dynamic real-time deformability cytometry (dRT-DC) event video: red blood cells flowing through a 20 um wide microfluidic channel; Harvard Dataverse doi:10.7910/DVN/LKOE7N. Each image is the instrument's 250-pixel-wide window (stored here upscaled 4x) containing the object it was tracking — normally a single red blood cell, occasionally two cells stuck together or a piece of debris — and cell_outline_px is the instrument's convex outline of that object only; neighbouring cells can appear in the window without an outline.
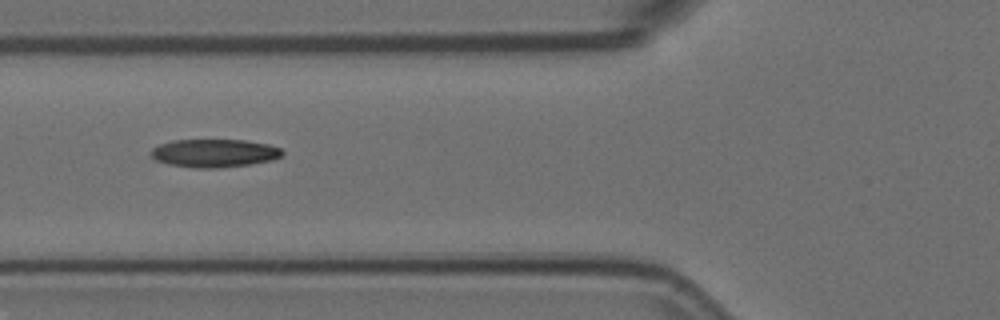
{"species": "Egyptian fruit bat (a non-hibernating species)", "species_latin": "Rousettus aegyptiacus", "temperature_condition": "room temperature", "stored_images_in_passage": 11, "camera_frame_rate_fps": 3000, "um_per_image_px": 0.085, "animal": {"sex": "female"}, "frame": {"image": 1, "passage_image": 7, "time_ms": 2.0, "image_size_px": [1000, 320], "cell_outline_px": [[284, 152], [280, 156], [272, 160], [248, 164], [220, 168], [196, 168], [168, 164], [156, 160], [152, 156], [152, 148], [160, 144], [172, 140], [244, 140], [268, 144], [280, 148]], "centroid_in_image_um": [18.21, 13.01], "position_along_channel_um": 107.6, "area_um2": 21.39}}
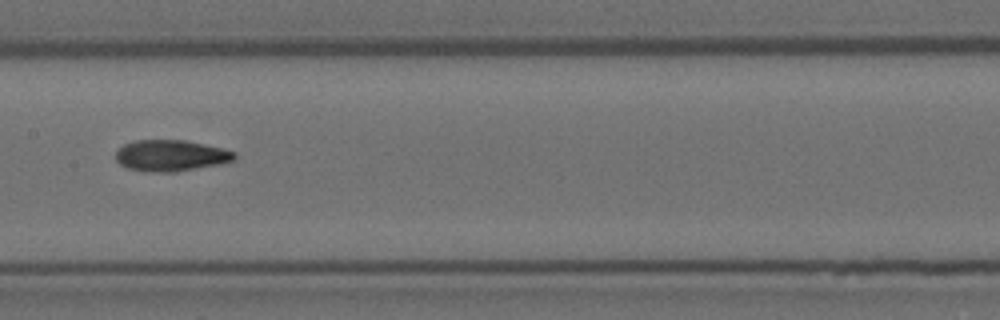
{"frame": {"image": 2, "passage_image": 9, "time_ms": 2.667, "image_size_px": [1000, 320], "cell_outline_px": [[236, 160], [220, 164], [172, 172], [152, 172], [128, 168], [120, 164], [116, 160], [116, 152], [124, 144], [136, 140], [184, 140], [204, 144], [236, 152]], "centroid_in_image_um": [14.53, 13.22], "position_along_channel_um": 192.9, "area_um2": 21.44}}
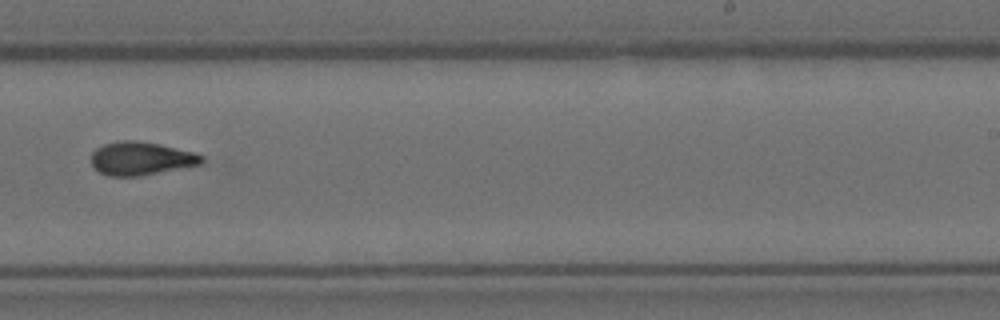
{"frame": {"image": 3, "passage_image": 11, "time_ms": 3.333, "image_size_px": [1000, 320], "cell_outline_px": [[204, 160], [200, 164], [140, 176], [108, 176], [100, 172], [92, 164], [92, 152], [96, 148], [104, 144], [120, 140], [136, 140], [160, 144], [196, 152], [204, 156]], "centroid_in_image_um": [12.0, 13.46], "position_along_channel_um": 277.0, "area_um2": 21.44}}